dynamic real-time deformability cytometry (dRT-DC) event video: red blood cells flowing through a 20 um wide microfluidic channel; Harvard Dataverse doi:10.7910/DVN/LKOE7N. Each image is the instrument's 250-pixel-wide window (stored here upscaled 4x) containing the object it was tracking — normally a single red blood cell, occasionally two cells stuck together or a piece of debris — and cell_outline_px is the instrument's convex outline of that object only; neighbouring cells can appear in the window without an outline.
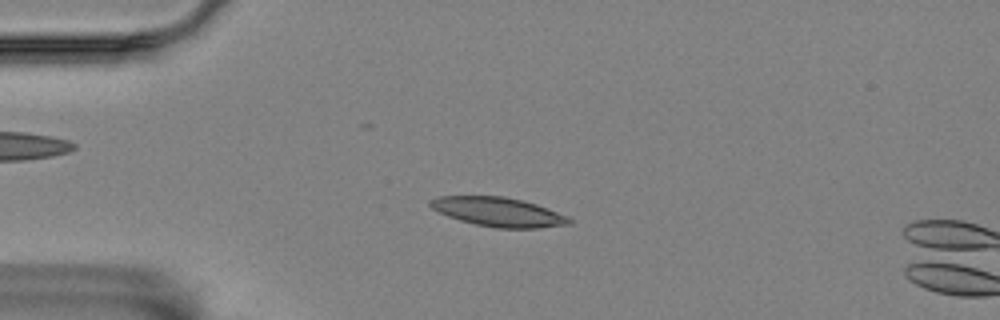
{"species": "Egyptian fruit bat (a non-hibernating species)", "species_latin": "Rousettus aegyptiacus", "temperature_condition": "room temperature", "stored_images_in_passage": 10, "camera_frame_rate_fps": 3000, "um_per_image_px": 0.085, "animal": {"sex": "female"}, "frame": {"image": 1, "passage_image": 7, "time_ms": 2.0, "image_size_px": [1000, 320], "cell_outline_px": [[572, 224], [540, 228], [496, 228], [476, 224], [460, 220], [448, 216], [432, 208], [428, 204], [428, 200], [440, 196], [504, 196], [524, 200], [536, 204], [568, 216], [572, 220]], "centroid_in_image_um": [42.38, 18.01], "position_along_channel_um": 42.6, "area_um2": 23.64}}